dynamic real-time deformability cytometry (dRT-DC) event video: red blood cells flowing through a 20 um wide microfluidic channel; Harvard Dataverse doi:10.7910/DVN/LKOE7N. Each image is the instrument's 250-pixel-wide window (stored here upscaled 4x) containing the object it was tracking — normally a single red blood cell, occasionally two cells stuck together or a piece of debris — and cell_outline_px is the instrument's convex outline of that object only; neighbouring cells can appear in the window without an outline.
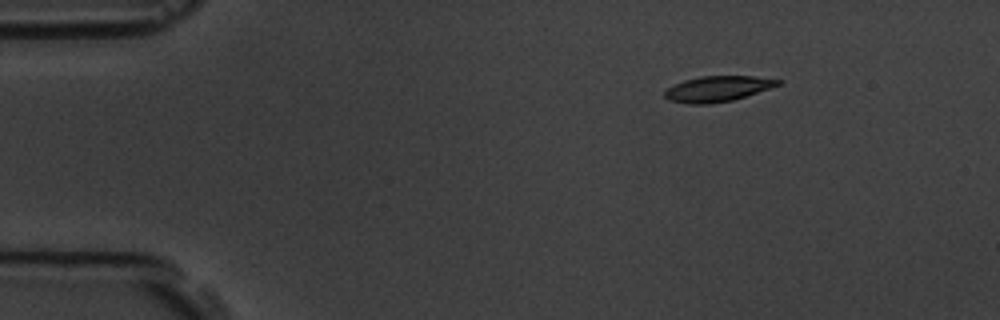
{"species": "common noctule bat (a hibernating species)", "species_latin": "Nyctalus noctula", "temperature_condition": "room temperature", "stored_images_in_passage": 13, "camera_frame_rate_fps": 3000, "um_per_image_px": 0.085, "animal": {"sex": "male", "body_mass_g": 19.5, "forearm_length_mm": 54.6}, "frame": {"image": 1, "passage_image": 1, "time_ms": 0.0, "image_size_px": [1000, 320], "cell_outline_px": [[780, 84], [732, 100], [708, 104], [688, 104], [668, 100], [664, 96], [664, 92], [668, 88], [684, 80], [700, 76], [756, 76], [780, 80]], "centroid_in_image_um": [60.94, 7.55], "position_along_channel_um": 24.1, "area_um2": 16.59}}
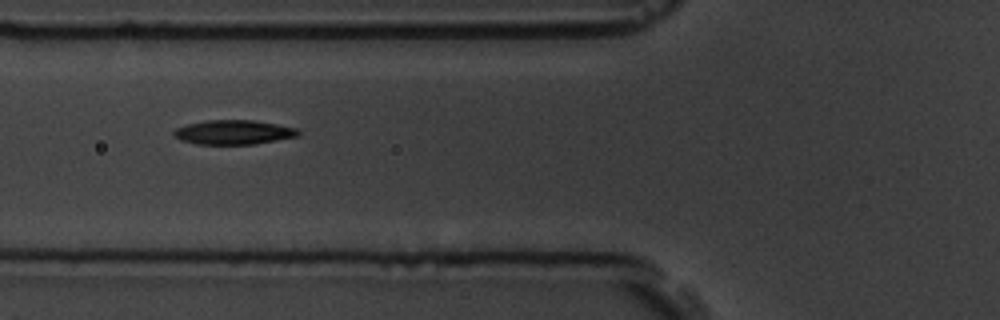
{"frame": {"image": 2, "passage_image": 4, "time_ms": 4.333, "image_size_px": [1000, 320], "cell_outline_px": [[300, 136], [252, 144], [196, 144], [180, 140], [172, 136], [172, 132], [176, 128], [184, 124], [208, 120], [252, 120], [276, 124], [296, 128], [300, 132]], "centroid_in_image_um": [19.8, 11.24], "position_along_channel_um": 106.0, "area_um2": 17.74}}
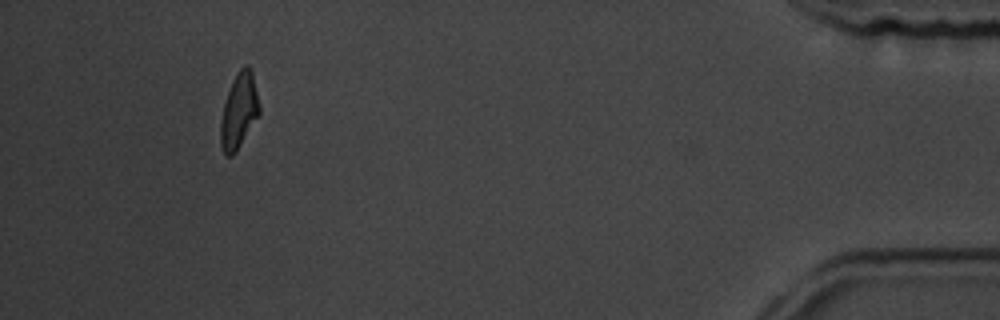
{"frame": {"image": 3, "passage_image": 12, "time_ms": 14.667, "image_size_px": [1000, 320], "cell_outline_px": [[260, 112], [236, 152], [232, 156], [224, 156], [220, 144], [220, 120], [224, 104], [232, 80], [240, 68], [244, 64], [248, 64], [252, 68], [260, 104]], "centroid_in_image_um": [20.31, 9.4], "position_along_channel_um": 414.9, "area_um2": 17.22}, "authors_computed_cell_mechanics": {"area_um2": 17.7446, "velocity_mm_per_s": 3.6411, "shape_relaxation_time_tau1_ms": 4.1939, "shape_relaxation_time_tau2_ms": null, "deformation_change_tau1": 0.1537, "deformation_change_tau2": null}}